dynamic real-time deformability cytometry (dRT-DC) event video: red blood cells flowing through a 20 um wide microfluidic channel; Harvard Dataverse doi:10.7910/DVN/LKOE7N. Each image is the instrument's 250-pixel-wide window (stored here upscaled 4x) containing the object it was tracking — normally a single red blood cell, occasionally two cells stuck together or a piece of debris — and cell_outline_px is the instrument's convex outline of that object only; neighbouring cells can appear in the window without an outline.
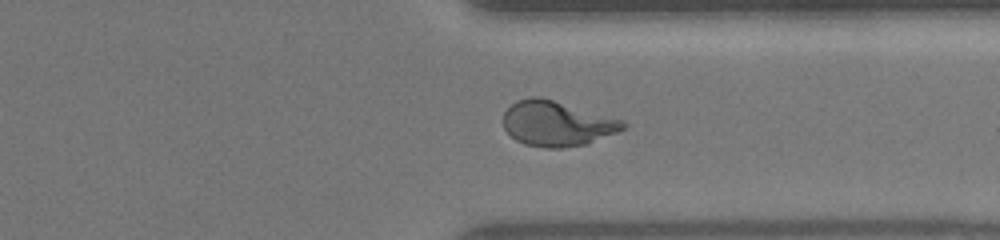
{"species": "human", "species_latin": "Homo sapiens", "temperature_condition": "warm", "stored_images_in_passage": 53, "camera_frame_rate_fps": 3000, "um_per_image_px": 0.085, "donor": {"sex": "female"}, "frame": {"image": 1, "passage_image": 35, "time_ms": 7.333, "image_size_px": [1000, 240], "cell_outline_px": [[628, 124], [624, 128], [616, 132], [588, 144], [560, 148], [544, 148], [524, 144], [516, 140], [504, 128], [504, 112], [516, 100], [532, 96], [540, 96], [624, 120]], "centroid_in_image_um": [47.34, 10.5], "position_along_channel_um": 364.1, "area_um2": 31.5}}
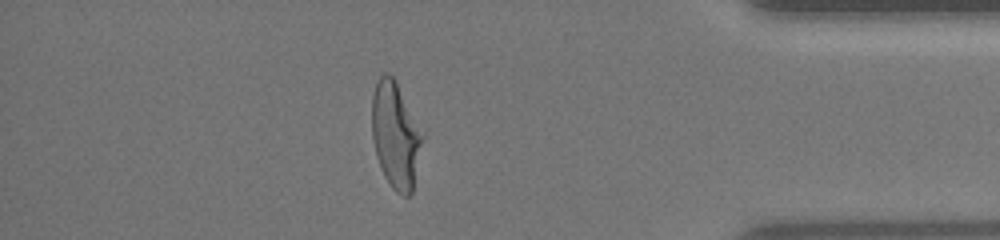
{"frame": {"image": 2, "passage_image": 43, "time_ms": 9.0, "image_size_px": [1000, 240], "cell_outline_px": [[424, 136], [412, 192], [408, 196], [404, 196], [396, 192], [392, 188], [384, 176], [380, 168], [376, 156], [372, 136], [372, 96], [376, 84], [380, 76], [384, 72], [388, 72], [396, 80]], "centroid_in_image_um": [33.61, 11.5], "position_along_channel_um": 401.6, "area_um2": 31.21}, "authors_computed_cell_mechanics": {"area_um2": 30.6918, "velocity_mm_per_s": 3.9156, "shape_relaxation_time_tau1_ms": 6.196, "shape_relaxation_time_tau2_ms": 0.7265, "deformation_change_tau1": 0.27, "deformation_change_tau2": 0.068}}